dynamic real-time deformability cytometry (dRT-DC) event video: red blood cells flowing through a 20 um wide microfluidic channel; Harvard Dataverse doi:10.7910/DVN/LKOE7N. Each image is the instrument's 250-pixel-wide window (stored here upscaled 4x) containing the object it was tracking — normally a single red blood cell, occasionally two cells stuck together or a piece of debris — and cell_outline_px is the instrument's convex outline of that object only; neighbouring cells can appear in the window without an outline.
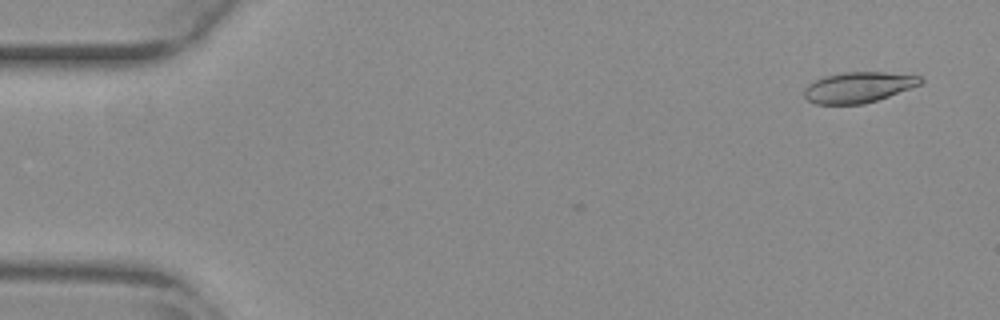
{"species": "common noctule bat (a hibernating species)", "species_latin": "Nyctalus noctula", "temperature_condition": "warm", "stored_images_in_passage": 8, "camera_frame_rate_fps": 3000, "um_per_image_px": 0.085, "animal": {"sex": "female", "body_mass_g": 29.2, "forearm_length_mm": 56.3}, "frame": {"image": 1, "passage_image": 3, "time_ms": 0.667, "image_size_px": [1000, 320], "cell_outline_px": [[924, 80], [920, 84], [888, 96], [864, 104], [816, 104], [808, 100], [804, 96], [804, 88], [808, 84], [824, 76], [844, 72], [884, 72], [920, 76]], "centroid_in_image_um": [72.93, 7.42], "position_along_channel_um": 12.1, "area_um2": 20.58}}